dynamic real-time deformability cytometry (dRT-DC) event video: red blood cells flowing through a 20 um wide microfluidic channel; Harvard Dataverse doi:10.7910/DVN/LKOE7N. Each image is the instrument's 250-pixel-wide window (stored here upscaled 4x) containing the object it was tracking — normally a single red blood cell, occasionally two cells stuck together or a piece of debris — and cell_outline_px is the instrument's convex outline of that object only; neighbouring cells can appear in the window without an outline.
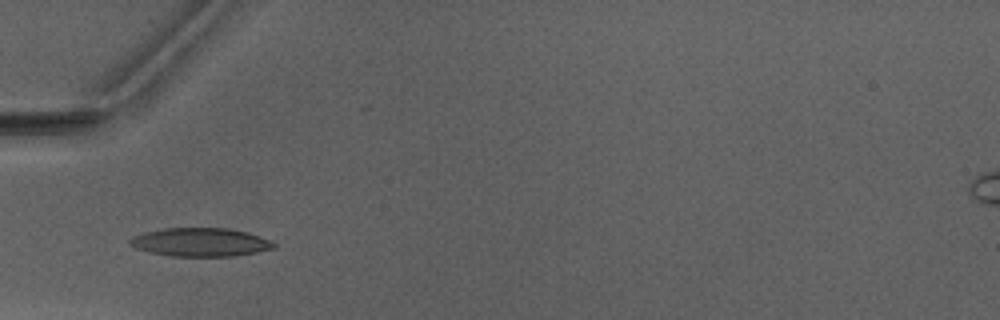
{"species": "Egyptian fruit bat (a non-hibernating species)", "species_latin": "Rousettus aegyptiacus", "temperature_condition": "warm", "stored_images_in_passage": 4, "camera_frame_rate_fps": 3000, "um_per_image_px": 0.085, "animal": {"sex": "male"}, "frame": {"image": 1, "passage_image": 4, "time_ms": 3.667, "image_size_px": [1000, 320], "cell_outline_px": [[276, 248], [256, 252], [232, 256], [168, 256], [148, 252], [136, 248], [128, 244], [128, 240], [132, 236], [144, 232], [164, 228], [228, 228], [248, 232], [260, 236], [276, 244]], "centroid_in_image_um": [17.0, 20.58], "position_along_channel_um": 68.0, "area_um2": 24.04}}